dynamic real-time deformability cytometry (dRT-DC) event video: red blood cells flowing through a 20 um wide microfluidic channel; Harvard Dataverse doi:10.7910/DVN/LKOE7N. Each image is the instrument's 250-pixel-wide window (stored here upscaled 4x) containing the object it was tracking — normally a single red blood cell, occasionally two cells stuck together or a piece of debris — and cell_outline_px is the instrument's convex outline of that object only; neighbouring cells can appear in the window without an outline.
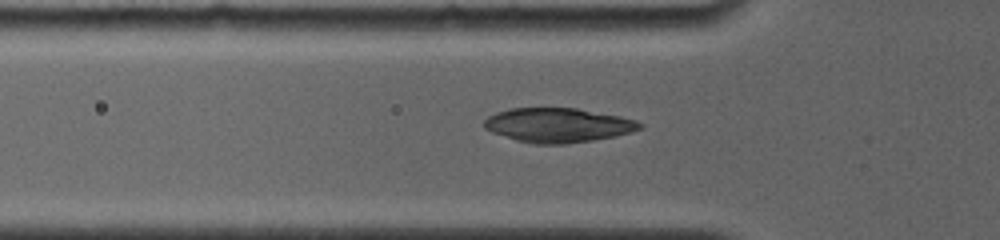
{"species": "common noctule bat (a hibernating species)", "species_latin": "Nyctalus noctula", "temperature_condition": "room temperature", "stored_images_in_passage": 42, "camera_frame_rate_fps": 4000, "um_per_image_px": 0.085, "animal": {"sex": "female", "body_mass_g": 19.0, "forearm_length_mm": 56.7}, "frame": {"image": 1, "passage_image": 6, "time_ms": 1.25, "image_size_px": [1000, 240], "cell_outline_px": [[644, 128], [632, 132], [616, 136], [592, 140], [564, 144], [532, 144], [516, 140], [492, 132], [484, 128], [484, 120], [488, 116], [496, 112], [512, 108], [576, 108], [620, 116], [636, 120], [644, 124]], "centroid_in_image_um": [47.45, 10.64], "position_along_channel_um": 78.3, "area_um2": 31.27}}
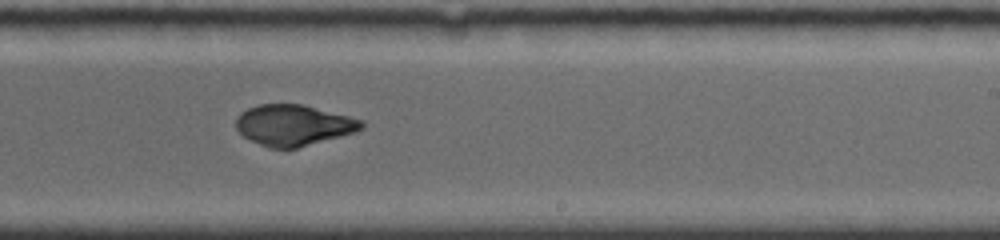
{"frame": {"image": 2, "passage_image": 25, "time_ms": 6.0, "image_size_px": [1000, 240], "cell_outline_px": [[364, 128], [356, 132], [296, 148], [268, 148], [244, 136], [236, 128], [236, 120], [240, 112], [248, 108], [260, 104], [300, 104], [364, 120]], "centroid_in_image_um": [24.96, 10.64], "position_along_channel_um": 264.0, "area_um2": 29.65}}
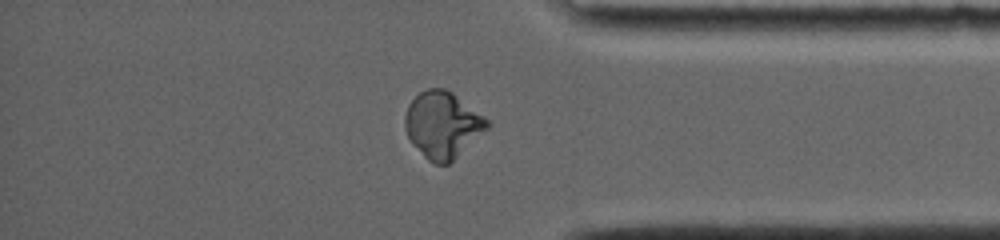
{"frame": {"image": 3, "passage_image": 39, "time_ms": 9.5, "image_size_px": [1000, 240], "cell_outline_px": [[492, 124], [488, 128], [448, 164], [436, 164], [428, 160], [412, 144], [404, 128], [404, 116], [408, 104], [420, 92], [428, 88], [444, 88], [452, 92], [484, 116]], "centroid_in_image_um": [37.6, 10.6], "position_along_channel_um": 397.6, "area_um2": 31.62}}